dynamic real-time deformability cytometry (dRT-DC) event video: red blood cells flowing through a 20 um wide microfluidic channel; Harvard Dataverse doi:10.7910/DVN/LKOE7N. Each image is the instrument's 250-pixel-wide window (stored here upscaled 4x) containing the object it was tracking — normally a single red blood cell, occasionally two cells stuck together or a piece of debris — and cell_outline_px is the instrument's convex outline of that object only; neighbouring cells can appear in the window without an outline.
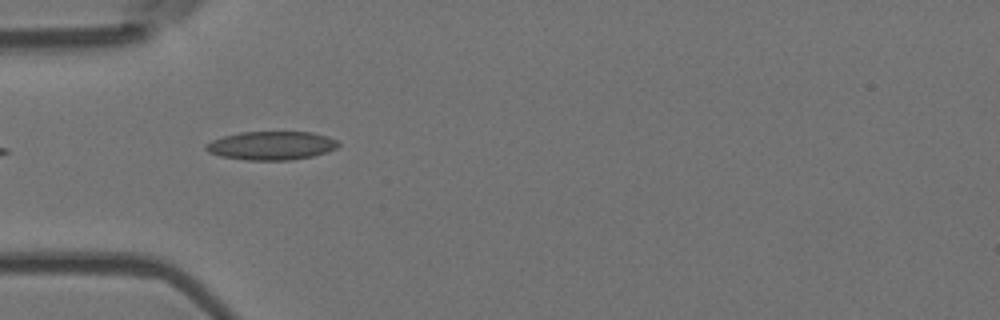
{"species": "Egyptian fruit bat (a non-hibernating species)", "species_latin": "Rousettus aegyptiacus", "temperature_condition": "room temperature", "stored_images_in_passage": 8, "camera_frame_rate_fps": 3000, "um_per_image_px": 0.085, "animal": {"sex": "female"}, "frame": {"image": 1, "passage_image": 5, "time_ms": 1.333, "image_size_px": [1000, 320], "cell_outline_px": [[340, 144], [336, 148], [312, 156], [292, 160], [248, 160], [220, 156], [208, 152], [204, 148], [204, 144], [212, 140], [224, 136], [240, 132], [312, 132], [328, 136], [336, 140]], "centroid_in_image_um": [23.04, 12.37], "position_along_channel_um": 62.0, "area_um2": 22.02}}
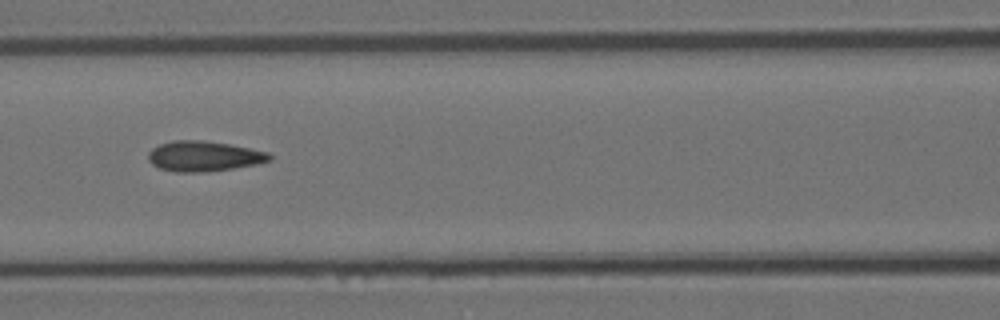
{"frame": {"image": 2, "passage_image": 7, "time_ms": 2.0, "image_size_px": [1000, 320], "cell_outline_px": [[272, 160], [256, 164], [232, 168], [204, 172], [176, 172], [160, 168], [152, 164], [148, 160], [148, 152], [152, 148], [160, 144], [172, 140], [200, 140], [228, 144], [268, 152], [272, 156]], "centroid_in_image_um": [17.3, 13.27], "position_along_channel_um": 149.3, "area_um2": 21.27}}
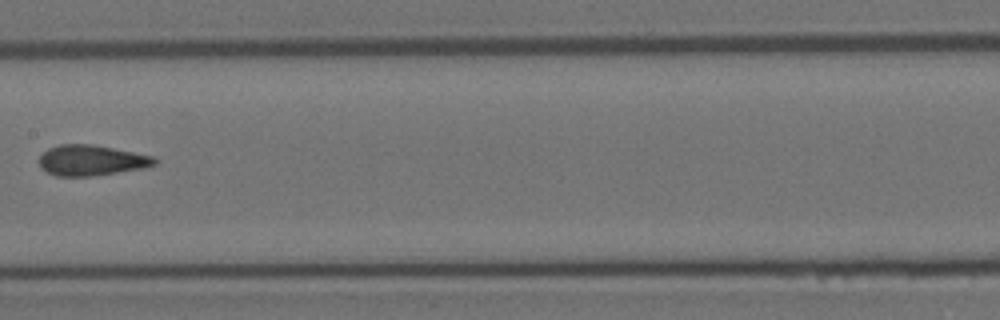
{"frame": {"image": 3, "passage_image": 8, "time_ms": 2.333, "image_size_px": [1000, 320], "cell_outline_px": [[160, 160], [156, 164], [144, 168], [88, 176], [56, 176], [40, 168], [40, 156], [48, 148], [60, 144], [92, 144], [152, 156]], "centroid_in_image_um": [7.76, 13.62], "position_along_channel_um": 199.6, "area_um2": 20.35}}